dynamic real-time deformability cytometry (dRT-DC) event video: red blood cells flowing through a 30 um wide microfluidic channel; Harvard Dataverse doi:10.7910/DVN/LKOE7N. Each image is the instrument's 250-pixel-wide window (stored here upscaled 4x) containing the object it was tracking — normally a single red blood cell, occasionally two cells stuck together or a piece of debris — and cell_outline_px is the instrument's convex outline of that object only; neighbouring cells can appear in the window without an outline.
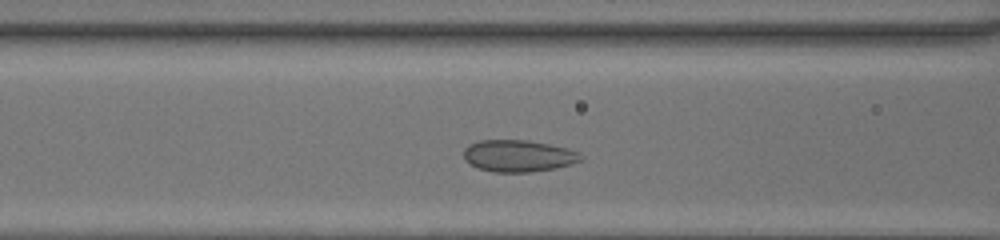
{"species": "common noctule bat (a hibernating species)", "species_latin": "Nyctalus noctula", "temperature_condition": "room temperature", "stored_images_in_passage": 32, "camera_frame_rate_fps": 3000, "um_per_image_px": 0.085, "animal": {"sex": "female", "body_mass_g": 20.0, "forearm_length_mm": 54.0}, "frame": {"image": 1, "passage_image": 10, "time_ms": 3.0, "image_size_px": [1000, 240], "cell_outline_px": [[584, 156], [580, 160], [572, 164], [556, 168], [528, 172], [492, 172], [480, 168], [464, 160], [464, 148], [468, 144], [480, 140], [528, 140], [568, 148], [580, 152]], "centroid_in_image_um": [44.08, 13.24], "position_along_channel_um": 122.5, "area_um2": 21.79}}
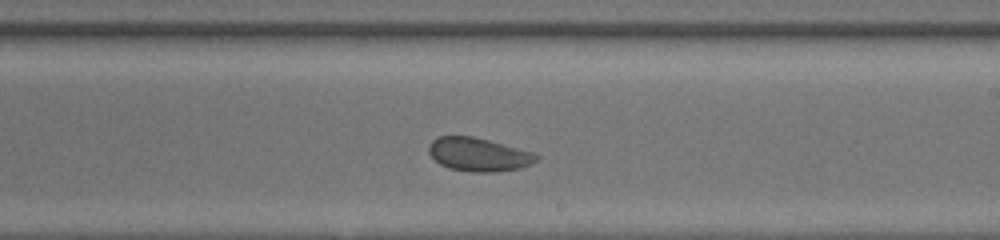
{"frame": {"image": 2, "passage_image": 19, "time_ms": 6.0, "image_size_px": [1000, 240], "cell_outline_px": [[540, 156], [532, 164], [520, 168], [496, 172], [472, 172], [448, 168], [440, 164], [428, 152], [428, 144], [436, 136], [472, 136], [536, 152]], "centroid_in_image_um": [40.69, 13.13], "position_along_channel_um": 248.3, "area_um2": 21.21}}
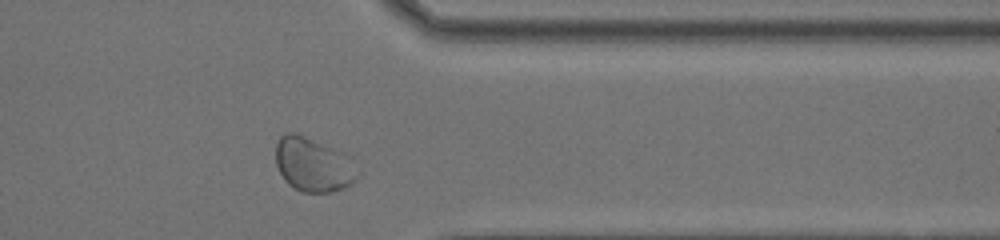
{"frame": {"image": 3, "passage_image": 29, "time_ms": 9.333, "image_size_px": [1000, 240], "cell_outline_px": [[356, 180], [352, 184], [344, 188], [332, 192], [300, 192], [288, 184], [284, 180], [276, 164], [276, 144], [280, 136], [284, 132], [296, 132], [344, 152], [356, 176]], "centroid_in_image_um": [26.55, 13.98], "position_along_channel_um": 384.9, "area_um2": 25.55}, "authors_computed_cell_mechanics": {"area_um2": 22.0507, "velocity_mm_per_s": 4.2021, "shape_relaxation_time_tau1_ms": null, "shape_relaxation_time_tau2_ms": 0.6167, "deformation_change_tau1": null, "deformation_change_tau2": 0.0487}}